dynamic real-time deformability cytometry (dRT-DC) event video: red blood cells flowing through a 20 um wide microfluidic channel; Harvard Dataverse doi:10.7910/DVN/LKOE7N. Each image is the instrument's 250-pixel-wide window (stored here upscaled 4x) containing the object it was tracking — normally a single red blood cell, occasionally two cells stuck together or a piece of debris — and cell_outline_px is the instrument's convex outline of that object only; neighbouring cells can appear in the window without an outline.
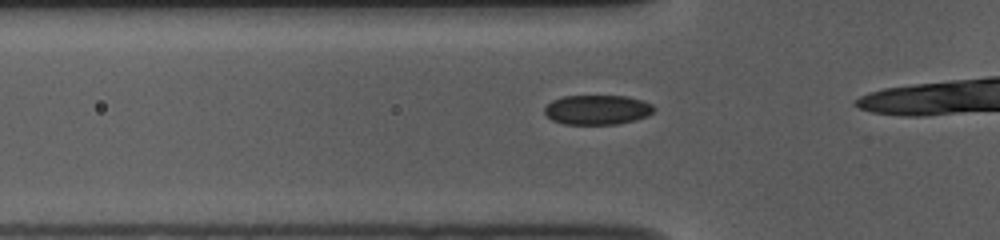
{"species": "common noctule bat (a hibernating species)", "species_latin": "Nyctalus noctula", "temperature_condition": "room temperature", "stored_images_in_passage": 16, "camera_frame_rate_fps": 3000, "um_per_image_px": 0.085, "animal": {"sex": "female", "body_mass_g": 10.0, "forearm_length_mm": 53.1}, "frame": {"image": 1, "passage_image": 11, "time_ms": 3.333, "image_size_px": [1000, 240], "cell_outline_px": [[656, 108], [648, 116], [636, 120], [616, 124], [564, 124], [552, 120], [544, 112], [544, 108], [552, 100], [564, 96], [628, 96], [652, 104]], "centroid_in_image_um": [50.78, 9.33], "position_along_channel_um": 75.0, "area_um2": 18.9}}
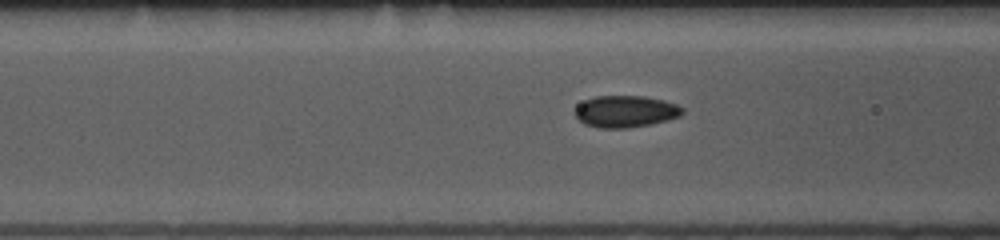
{"frame": {"image": 2, "passage_image": 14, "time_ms": 4.333, "image_size_px": [1000, 240], "cell_outline_px": [[684, 112], [680, 116], [668, 120], [652, 124], [628, 128], [600, 128], [584, 124], [572, 112], [584, 100], [596, 96], [644, 96], [664, 100], [676, 104], [684, 108]], "centroid_in_image_um": [53.18, 9.47], "position_along_channel_um": 113.4, "area_um2": 20.06}}